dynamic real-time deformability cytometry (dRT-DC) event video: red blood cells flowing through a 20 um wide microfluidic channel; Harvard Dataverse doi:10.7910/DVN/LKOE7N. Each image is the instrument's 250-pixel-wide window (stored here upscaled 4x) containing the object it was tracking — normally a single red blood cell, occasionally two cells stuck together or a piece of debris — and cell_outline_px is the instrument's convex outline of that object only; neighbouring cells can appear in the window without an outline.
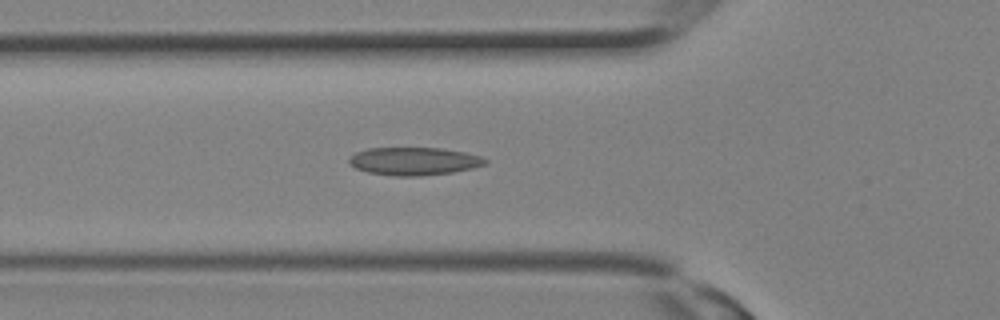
{"species": "Egyptian fruit bat (a non-hibernating species)", "species_latin": "Rousettus aegyptiacus", "temperature_condition": "room temperature", "stored_images_in_passage": 12, "camera_frame_rate_fps": 3000, "um_per_image_px": 0.085, "animal": {"sex": "female"}, "frame": {"image": 1, "passage_image": 10, "time_ms": 3.0, "image_size_px": [1000, 320], "cell_outline_px": [[488, 164], [472, 168], [452, 172], [420, 176], [396, 176], [368, 172], [356, 168], [348, 160], [356, 152], [368, 148], [440, 148], [464, 152], [480, 156], [488, 160]], "centroid_in_image_um": [35.22, 13.7], "position_along_channel_um": 90.6, "area_um2": 21.96}}
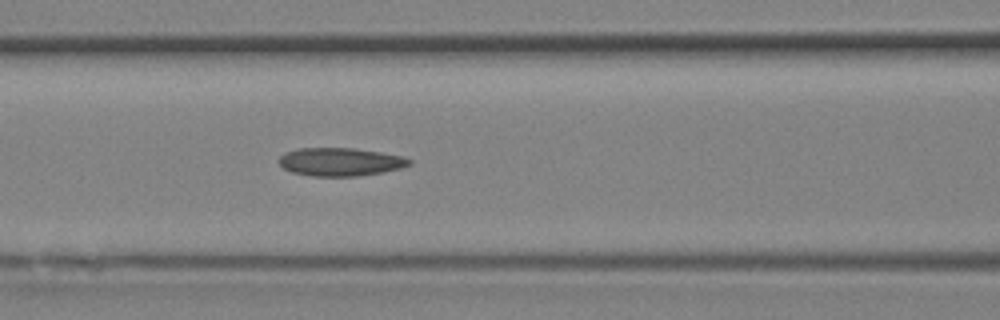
{"frame": {"image": 2, "passage_image": 12, "time_ms": 3.667, "image_size_px": [1000, 320], "cell_outline_px": [[412, 164], [400, 168], [384, 172], [360, 176], [312, 176], [292, 172], [284, 168], [276, 160], [284, 152], [296, 148], [352, 148], [380, 152], [404, 156], [412, 160]], "centroid_in_image_um": [28.92, 13.75], "position_along_channel_um": 137.7, "area_um2": 21.62}}